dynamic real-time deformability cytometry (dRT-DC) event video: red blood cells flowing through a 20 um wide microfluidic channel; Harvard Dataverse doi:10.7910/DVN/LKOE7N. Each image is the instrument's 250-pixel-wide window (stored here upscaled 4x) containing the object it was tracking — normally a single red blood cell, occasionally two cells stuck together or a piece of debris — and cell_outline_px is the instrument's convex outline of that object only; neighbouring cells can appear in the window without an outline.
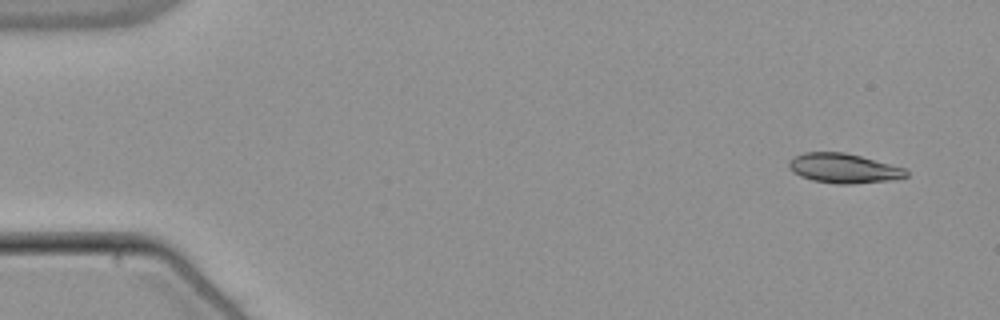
{"species": "common noctule bat (a hibernating species)", "species_latin": "Nyctalus noctula", "temperature_condition": "warm", "stored_images_in_passage": 53, "camera_frame_rate_fps": 3000, "um_per_image_px": 0.085, "animal": {"sex": "male", "body_mass_g": 21.5, "forearm_length_mm": 52.0}, "frame": {"image": 1, "passage_image": 3, "time_ms": 0.667, "image_size_px": [1000, 320], "cell_outline_px": [[908, 176], [896, 180], [848, 184], [836, 184], [812, 180], [800, 176], [792, 172], [788, 168], [788, 160], [804, 152], [844, 152], [860, 156], [904, 168], [908, 172]], "centroid_in_image_um": [71.69, 14.31], "position_along_channel_um": 13.3, "area_um2": 20.29}}
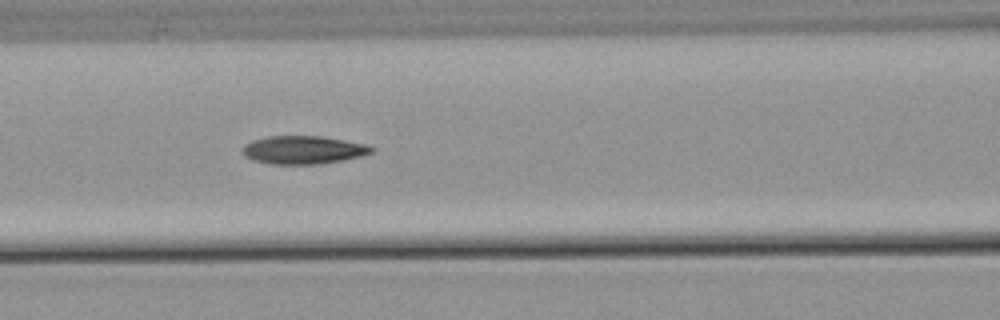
{"frame": {"image": 2, "passage_image": 23, "time_ms": 7.333, "image_size_px": [1000, 320], "cell_outline_px": [[376, 148], [372, 152], [360, 156], [344, 160], [320, 164], [272, 164], [252, 160], [244, 156], [244, 144], [252, 140], [268, 136], [320, 136], [368, 144]], "centroid_in_image_um": [25.8, 12.74], "position_along_channel_um": 140.8, "area_um2": 21.21}}
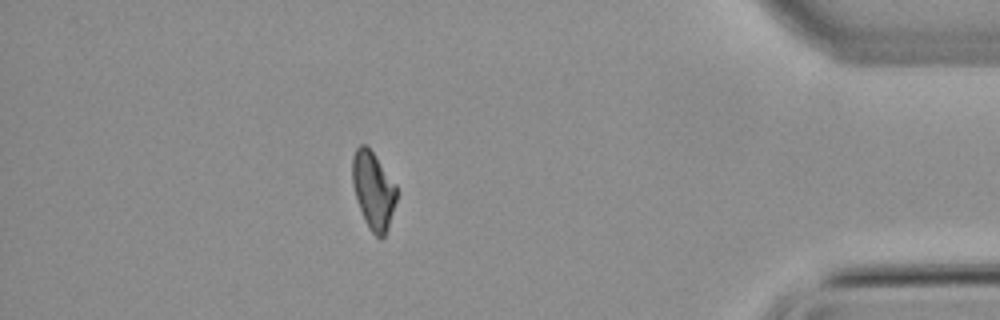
{"frame": {"image": 3, "passage_image": 47, "time_ms": 15.333, "image_size_px": [1000, 320], "cell_outline_px": [[396, 200], [388, 228], [384, 236], [380, 240], [372, 232], [364, 220], [356, 200], [352, 184], [352, 156], [356, 148], [360, 144], [364, 144], [372, 152], [396, 184]], "centroid_in_image_um": [31.71, 16.19], "position_along_channel_um": 403.5, "area_um2": 19.88}, "authors_computed_cell_mechanics": {"area_um2": 20.7502, "velocity_mm_per_s": 3.8364, "shape_relaxation_time_tau1_ms": 6.3245, "shape_relaxation_time_tau2_ms": 9.7079, "deformation_change_tau1": 0.2015, "deformation_change_tau2": 0.1828}}